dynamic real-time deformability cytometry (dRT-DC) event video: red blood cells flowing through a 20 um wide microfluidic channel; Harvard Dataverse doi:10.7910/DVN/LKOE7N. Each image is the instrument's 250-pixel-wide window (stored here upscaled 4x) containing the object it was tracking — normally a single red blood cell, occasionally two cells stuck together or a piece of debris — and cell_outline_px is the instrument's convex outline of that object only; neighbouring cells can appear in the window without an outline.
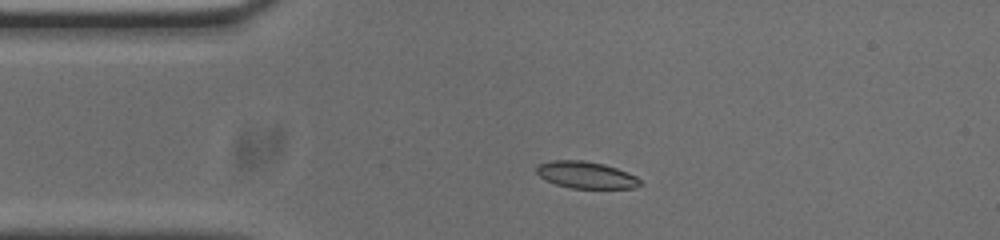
{"species": "common noctule bat (a hibernating species)", "species_latin": "Nyctalus noctula", "temperature_condition": "cold", "stored_images_in_passage": 4, "camera_frame_rate_fps": 3000, "um_per_image_px": 0.085, "animal": {"sex": "male", "body_mass_g": 20.0, "forearm_length_mm": 53.3}, "frame": {"image": 1, "passage_image": 2, "time_ms": 0.333, "image_size_px": [1000, 240], "cell_outline_px": [[632, 176], [624, 188], [580, 188], [564, 184], [552, 180], [548, 164], [596, 164], [612, 168]], "centroid_in_image_um": [50.03, 14.96], "position_along_channel_um": 35.0, "area_um2": 11.62}}